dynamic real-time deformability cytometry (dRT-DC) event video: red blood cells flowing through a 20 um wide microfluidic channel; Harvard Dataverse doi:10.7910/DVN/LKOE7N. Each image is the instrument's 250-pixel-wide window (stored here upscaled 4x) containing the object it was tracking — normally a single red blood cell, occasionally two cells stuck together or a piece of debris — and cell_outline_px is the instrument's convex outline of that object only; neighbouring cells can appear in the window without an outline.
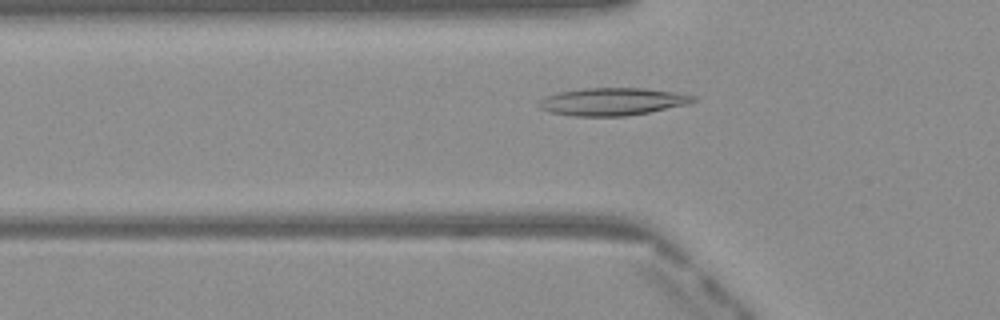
{"species": "Egyptian fruit bat (a non-hibernating species)", "species_latin": "Rousettus aegyptiacus", "temperature_condition": "warm", "stored_images_in_passage": 36, "camera_frame_rate_fps": 3000, "um_per_image_px": 0.085, "frame": {"image": 1, "passage_image": 3, "time_ms": 0.667, "image_size_px": [1000, 320], "cell_outline_px": [[696, 100], [688, 104], [648, 112], [624, 116], [572, 116], [548, 112], [540, 108], [540, 100], [544, 96], [556, 92], [584, 88], [644, 88], [672, 92], [696, 96]], "centroid_in_image_um": [52.01, 8.63], "position_along_channel_um": 73.8, "area_um2": 24.74}}
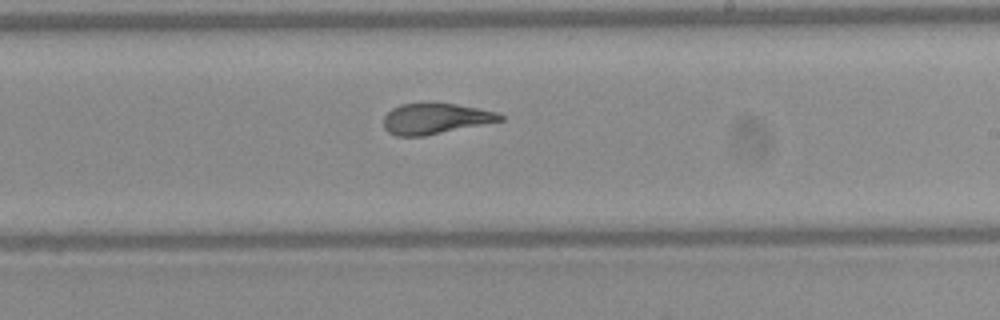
{"frame": {"image": 2, "passage_image": 16, "time_ms": 5.0, "image_size_px": [1000, 320], "cell_outline_px": [[504, 120], [424, 136], [396, 136], [388, 132], [384, 128], [384, 116], [392, 108], [400, 104], [456, 104], [480, 108], [496, 112], [504, 116]], "centroid_in_image_um": [37.0, 10.09], "position_along_channel_um": 252.0, "area_um2": 20.63}}
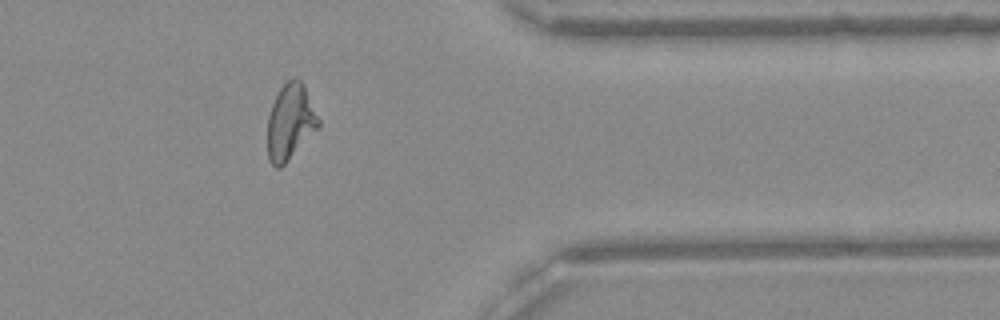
{"frame": {"image": 3, "passage_image": 27, "time_ms": 8.667, "image_size_px": [1000, 320], "cell_outline_px": [[320, 124], [284, 164], [280, 168], [276, 168], [268, 160], [268, 116], [272, 104], [280, 88], [288, 80], [296, 76], [304, 84], [320, 120]], "centroid_in_image_um": [24.66, 10.33], "position_along_channel_um": 386.7, "area_um2": 22.08}, "authors_computed_cell_mechanics": {"area_um2": 22.1085, "velocity_mm_per_s": 4.086, "shape_relaxation_time_tau1_ms": null, "shape_relaxation_time_tau2_ms": 1.385, "deformation_change_tau1": null, "deformation_change_tau2": 0.087}}